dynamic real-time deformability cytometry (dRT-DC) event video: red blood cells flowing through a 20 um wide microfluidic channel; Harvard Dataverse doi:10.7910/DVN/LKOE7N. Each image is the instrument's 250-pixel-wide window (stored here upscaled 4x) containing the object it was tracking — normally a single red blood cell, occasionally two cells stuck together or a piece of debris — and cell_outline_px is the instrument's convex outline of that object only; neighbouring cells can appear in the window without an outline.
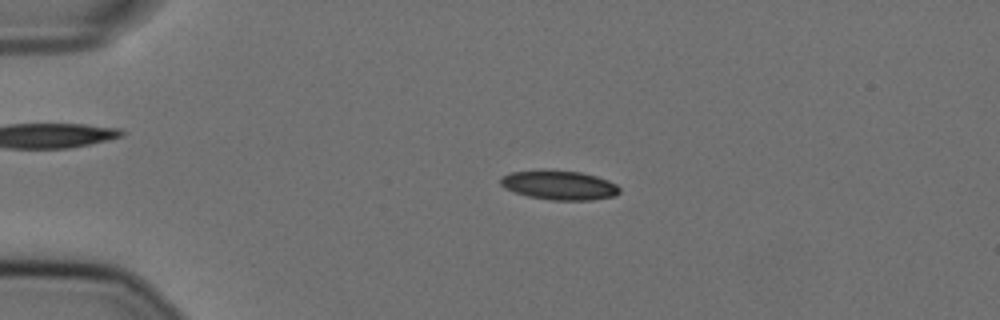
{"species": "Egyptian fruit bat (a non-hibernating species)", "species_latin": "Rousettus aegyptiacus", "temperature_condition": "cold", "stored_images_in_passage": 57, "camera_frame_rate_fps": 3000, "um_per_image_px": 0.085, "animal": {"sex": "female"}, "frame": {"image": 1, "passage_image": 13, "time_ms": 4.0, "image_size_px": [1000, 320], "cell_outline_px": [[620, 192], [616, 196], [592, 200], [552, 200], [528, 196], [504, 188], [500, 184], [500, 176], [512, 172], [580, 172], [596, 176], [608, 180], [616, 184], [620, 188]], "centroid_in_image_um": [47.58, 15.77], "position_along_channel_um": 37.4, "area_um2": 19.71}}
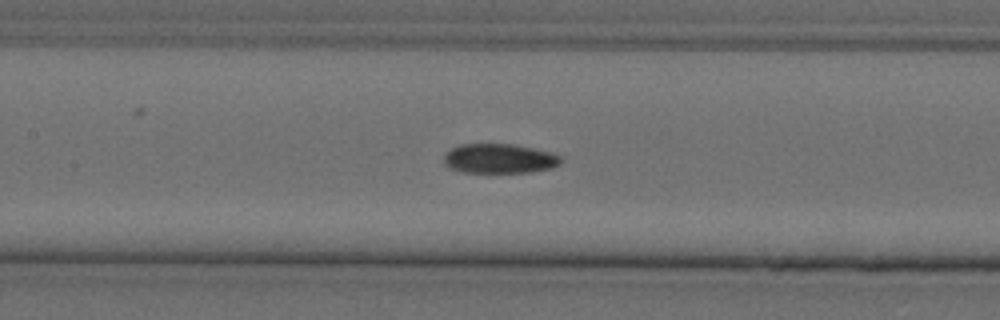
{"frame": {"image": 2, "passage_image": 27, "time_ms": 8.667, "image_size_px": [1000, 320], "cell_outline_px": [[564, 160], [560, 164], [552, 168], [528, 172], [460, 172], [448, 168], [444, 164], [444, 156], [452, 148], [460, 144], [512, 144], [552, 152], [560, 156]], "centroid_in_image_um": [42.45, 13.48], "position_along_channel_um": 164.9, "area_um2": 20.23}}
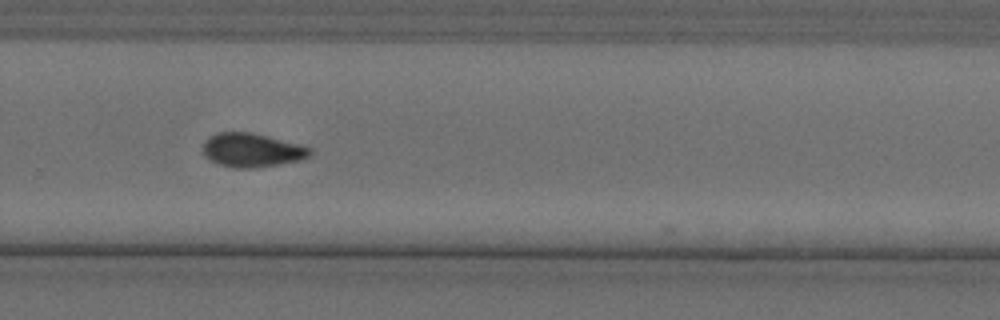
{"frame": {"image": 3, "passage_image": 39, "time_ms": 12.667, "image_size_px": [1000, 320], "cell_outline_px": [[312, 152], [304, 160], [252, 168], [232, 168], [216, 164], [208, 160], [204, 156], [204, 140], [208, 136], [216, 132], [252, 132], [300, 144], [312, 148]], "centroid_in_image_um": [21.39, 12.76], "position_along_channel_um": 308.4, "area_um2": 21.44}, "authors_computed_cell_mechanics": {"area_um2": 20.4034, "velocity_mm_per_s": 3.6039, "shape_relaxation_time_tau1_ms": null, "shape_relaxation_time_tau2_ms": 11.1153, "deformation_change_tau1": null, "deformation_change_tau2": 0.1428}}